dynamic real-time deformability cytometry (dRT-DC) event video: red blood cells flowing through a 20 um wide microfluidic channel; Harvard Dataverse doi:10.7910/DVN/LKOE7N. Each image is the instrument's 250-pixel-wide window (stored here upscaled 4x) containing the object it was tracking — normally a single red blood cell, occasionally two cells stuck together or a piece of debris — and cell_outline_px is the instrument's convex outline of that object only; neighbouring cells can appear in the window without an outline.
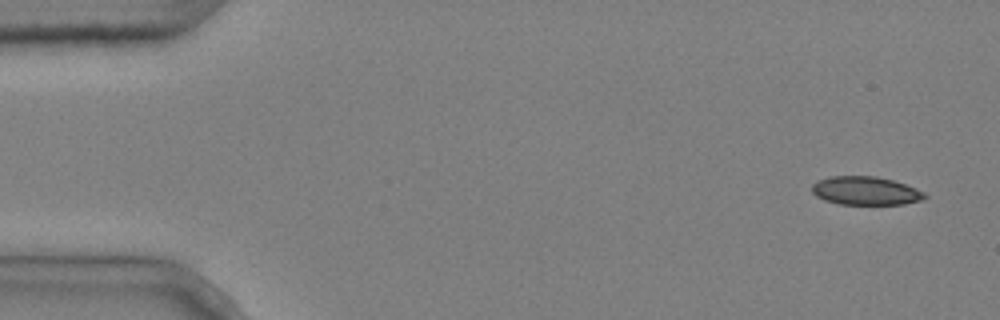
{"species": "common noctule bat (a hibernating species)", "species_latin": "Nyctalus noctula", "temperature_condition": "cold", "stored_images_in_passage": 3, "camera_frame_rate_fps": 3000, "um_per_image_px": 0.085, "animal": {"sex": "male", "body_mass_g": 20.4}, "frame": {"image": 1, "passage_image": 1, "time_ms": 0.0, "image_size_px": [1000, 320], "cell_outline_px": [[928, 196], [924, 200], [904, 204], [840, 204], [824, 200], [816, 196], [812, 192], [812, 184], [816, 180], [828, 176], [876, 176], [892, 180], [916, 188], [924, 192]], "centroid_in_image_um": [73.56, 16.21], "position_along_channel_um": 11.4, "area_um2": 18.84}}